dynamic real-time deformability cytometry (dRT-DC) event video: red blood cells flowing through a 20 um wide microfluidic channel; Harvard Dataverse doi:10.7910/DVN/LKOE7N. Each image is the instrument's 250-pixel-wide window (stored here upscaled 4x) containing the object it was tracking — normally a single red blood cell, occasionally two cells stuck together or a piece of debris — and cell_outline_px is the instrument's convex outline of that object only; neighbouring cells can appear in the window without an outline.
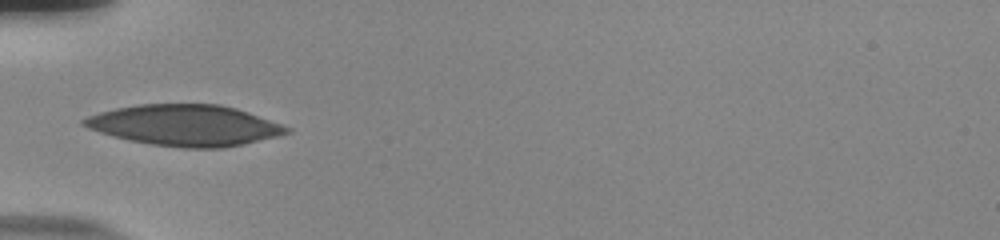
{"species": "human", "species_latin": "Homo sapiens", "temperature_condition": "room temperature", "stored_images_in_passage": 7, "camera_frame_rate_fps": 3000, "um_per_image_px": 0.085, "donor": {"sex": "male"}, "frame": {"image": 1, "passage_image": 1, "time_ms": 0.0, "image_size_px": [1000, 240], "cell_outline_px": [[292, 132], [280, 136], [244, 144], [224, 148], [184, 148], [152, 144], [128, 140], [100, 132], [88, 128], [80, 124], [80, 120], [88, 116], [100, 112], [116, 108], [140, 104], [220, 104], [236, 108], [248, 112], [292, 128]], "centroid_in_image_um": [15.75, 10.65], "position_along_channel_um": 69.3, "area_um2": 48.49}}